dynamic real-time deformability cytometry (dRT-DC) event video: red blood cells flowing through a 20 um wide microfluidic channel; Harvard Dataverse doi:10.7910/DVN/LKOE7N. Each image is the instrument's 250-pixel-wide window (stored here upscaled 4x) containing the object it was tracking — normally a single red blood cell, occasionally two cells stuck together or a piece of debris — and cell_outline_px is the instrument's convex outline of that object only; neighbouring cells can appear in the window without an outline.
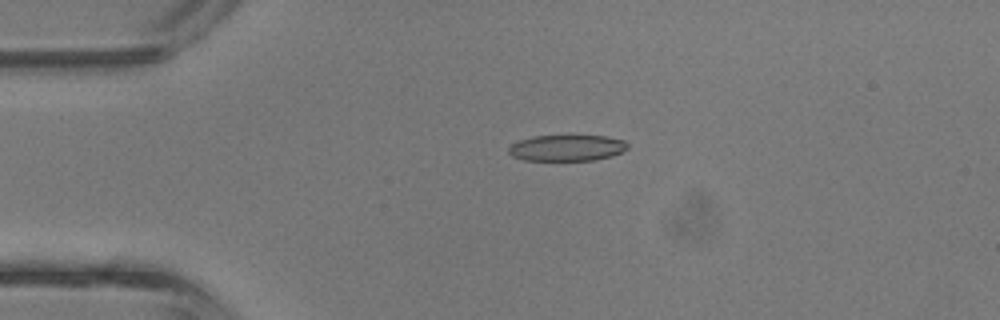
{"species": "common noctule bat (a hibernating species)", "species_latin": "Nyctalus noctula", "temperature_condition": "room temperature", "stored_images_in_passage": 33, "camera_frame_rate_fps": 3000, "um_per_image_px": 0.085, "animal": {"sex": "male", "body_mass_g": 13.3}, "frame": {"image": 1, "passage_image": 1, "time_ms": 0.0, "image_size_px": [1000, 320], "cell_outline_px": [[628, 148], [612, 156], [596, 160], [524, 160], [512, 156], [508, 152], [508, 148], [512, 144], [520, 140], [532, 136], [604, 136], [624, 140], [628, 144]], "centroid_in_image_um": [48.18, 12.57], "position_along_channel_um": 36.8, "area_um2": 18.03}}
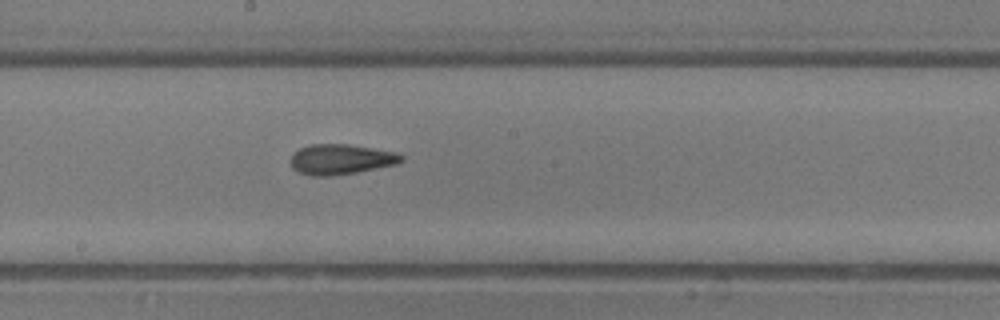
{"frame": {"image": 2, "passage_image": 14, "time_ms": 4.333, "image_size_px": [1000, 320], "cell_outline_px": [[404, 160], [400, 164], [356, 172], [332, 176], [312, 176], [296, 172], [292, 168], [292, 152], [300, 148], [312, 144], [348, 144], [400, 152], [404, 156]], "centroid_in_image_um": [29.03, 13.54], "position_along_channel_um": 219.2, "area_um2": 19.88}}
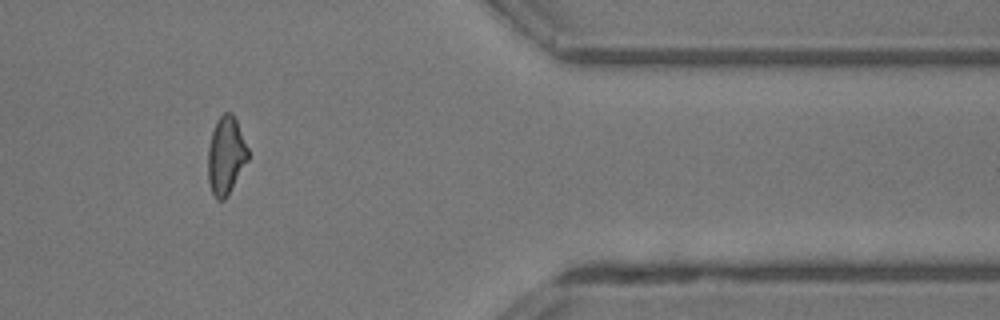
{"frame": {"image": 3, "passage_image": 26, "time_ms": 8.333, "image_size_px": [1000, 320], "cell_outline_px": [[248, 160], [228, 196], [224, 200], [216, 200], [212, 192], [208, 180], [208, 148], [212, 132], [216, 120], [224, 112], [232, 112], [236, 120], [248, 148]], "centroid_in_image_um": [19.2, 13.23], "position_along_channel_um": 392.2, "area_um2": 18.21}, "authors_computed_cell_mechanics": {"area_um2": 18.785, "velocity_mm_per_s": 4.9941, "shape_relaxation_time_tau1_ms": 6.1273, "shape_relaxation_time_tau2_ms": 1.261, "deformation_change_tau1": 0.202, "deformation_change_tau2": 0.0888}}